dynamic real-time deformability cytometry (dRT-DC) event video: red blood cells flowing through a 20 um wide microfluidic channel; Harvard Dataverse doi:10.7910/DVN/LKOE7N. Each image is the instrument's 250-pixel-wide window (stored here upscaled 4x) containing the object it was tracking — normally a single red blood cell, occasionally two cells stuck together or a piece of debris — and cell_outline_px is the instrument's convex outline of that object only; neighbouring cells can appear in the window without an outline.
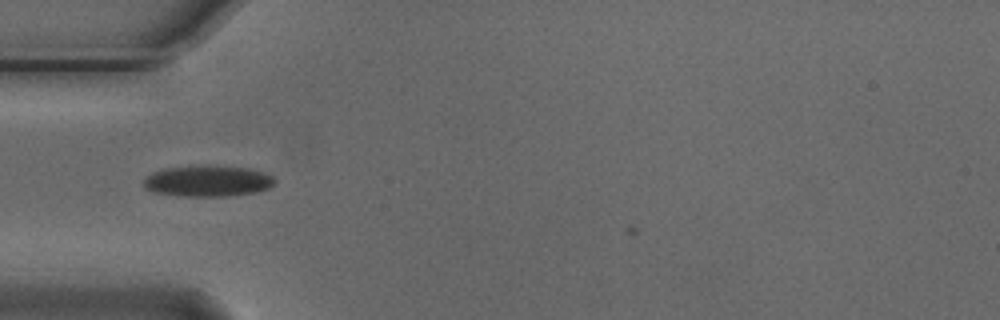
{"species": "Egyptian fruit bat (a non-hibernating species)", "species_latin": "Rousettus aegyptiacus", "temperature_condition": "cold", "stored_images_in_passage": 6, "camera_frame_rate_fps": 3000, "um_per_image_px": 0.085, "animal": {"sex": "male"}, "frame": {"image": 1, "passage_image": 3, "time_ms": 0.667, "image_size_px": [1000, 320], "cell_outline_px": [[276, 184], [268, 188], [256, 192], [224, 196], [180, 196], [152, 192], [144, 188], [144, 180], [152, 172], [164, 168], [216, 164], [248, 168], [264, 172], [272, 176], [276, 180]], "centroid_in_image_um": [17.67, 15.37], "position_along_channel_um": 67.3, "area_um2": 24.1}}
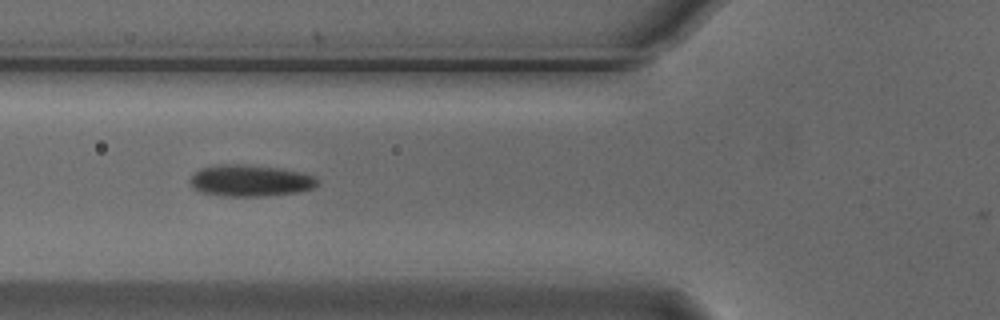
{"frame": {"image": 2, "passage_image": 4, "time_ms": 1.0, "image_size_px": [1000, 320], "cell_outline_px": [[320, 184], [312, 188], [300, 192], [260, 196], [224, 196], [200, 192], [192, 188], [188, 180], [200, 168], [224, 164], [244, 164], [280, 168], [300, 172], [312, 176], [320, 180]], "centroid_in_image_um": [21.26, 15.35], "position_along_channel_um": 104.5, "area_um2": 23.52}}
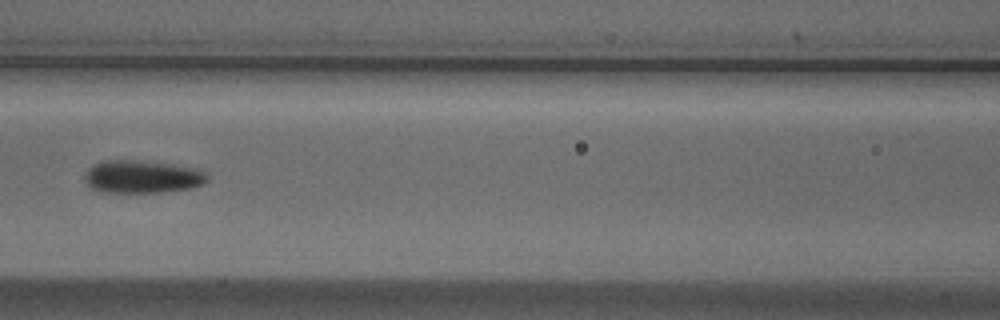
{"frame": {"image": 3, "passage_image": 5, "time_ms": 1.333, "image_size_px": [1000, 320], "cell_outline_px": [[208, 180], [204, 184], [192, 188], [164, 192], [100, 192], [88, 188], [84, 180], [84, 176], [88, 168], [104, 160], [136, 160], [172, 164], [204, 168], [208, 172]], "centroid_in_image_um": [12.14, 15.02], "position_along_channel_um": 154.5, "area_um2": 24.04}}